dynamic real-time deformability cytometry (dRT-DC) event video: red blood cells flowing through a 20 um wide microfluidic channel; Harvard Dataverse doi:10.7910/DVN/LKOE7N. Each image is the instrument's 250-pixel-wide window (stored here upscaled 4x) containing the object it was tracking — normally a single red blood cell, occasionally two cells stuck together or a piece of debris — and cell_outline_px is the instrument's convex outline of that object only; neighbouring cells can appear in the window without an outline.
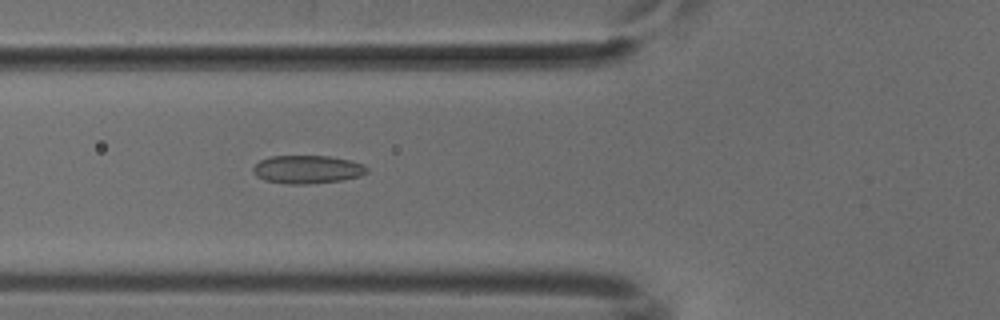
{"species": "common noctule bat (a hibernating species)", "species_latin": "Nyctalus noctula", "temperature_condition": "cold", "stored_images_in_passage": 52, "camera_frame_rate_fps": 3000, "um_per_image_px": 0.085, "animal": {"sex": "male", "body_mass_g": 18.8}, "frame": {"image": 1, "passage_image": 19, "time_ms": 6.0, "image_size_px": [1000, 320], "cell_outline_px": [[368, 172], [360, 176], [344, 180], [308, 184], [288, 184], [264, 180], [256, 176], [252, 168], [260, 160], [272, 156], [328, 156], [352, 160], [364, 164], [368, 168]], "centroid_in_image_um": [26.16, 14.4], "position_along_channel_um": 99.6, "area_um2": 18.84}}
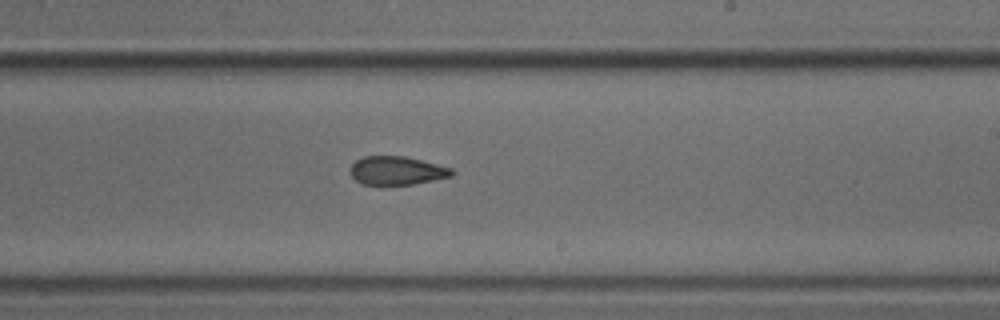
{"frame": {"image": 2, "passage_image": 31, "time_ms": 10.0, "image_size_px": [1000, 320], "cell_outline_px": [[456, 172], [452, 176], [412, 184], [364, 184], [356, 180], [348, 172], [348, 168], [356, 160], [364, 156], [404, 156], [452, 168]], "centroid_in_image_um": [33.7, 14.49], "position_along_channel_um": 255.3, "area_um2": 16.76}}
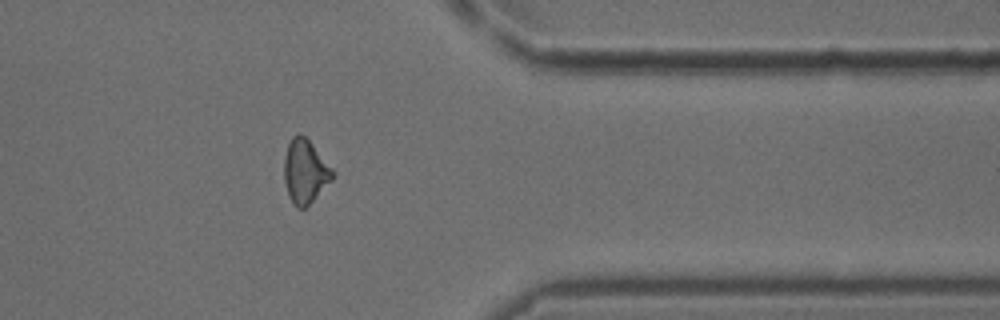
{"frame": {"image": 3, "passage_image": 42, "time_ms": 13.667, "image_size_px": [1000, 320], "cell_outline_px": [[336, 172], [332, 180], [304, 208], [296, 208], [288, 196], [284, 180], [284, 156], [288, 144], [292, 136], [300, 132], [312, 144]], "centroid_in_image_um": [25.92, 14.56], "position_along_channel_um": 385.5, "area_um2": 17.98}}